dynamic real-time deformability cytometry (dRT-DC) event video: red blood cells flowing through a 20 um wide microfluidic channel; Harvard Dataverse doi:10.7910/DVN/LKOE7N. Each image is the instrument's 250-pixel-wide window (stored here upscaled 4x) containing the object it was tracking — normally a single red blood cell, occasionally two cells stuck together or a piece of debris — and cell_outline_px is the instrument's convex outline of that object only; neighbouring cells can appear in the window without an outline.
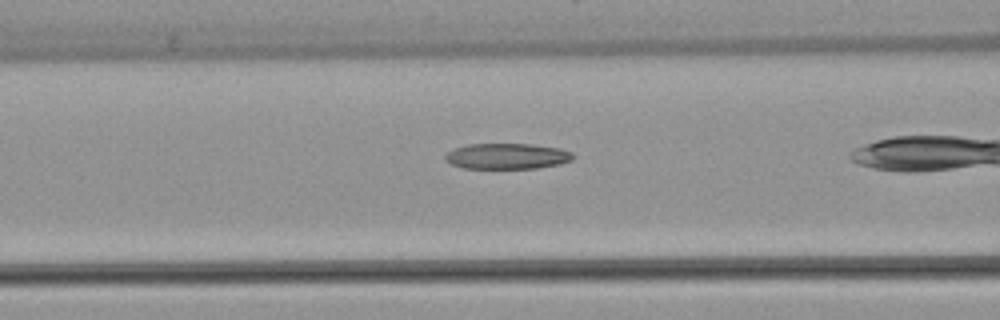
{"species": "common noctule bat (a hibernating species)", "species_latin": "Nyctalus noctula", "temperature_condition": "warm", "stored_images_in_passage": 30, "camera_frame_rate_fps": 3000, "um_per_image_px": 0.085, "animal": {"sex": "female", "body_mass_g": 22.7, "forearm_length_mm": 54.2}, "frame": {"image": 1, "passage_image": 9, "time_ms": 2.667, "image_size_px": [1000, 320], "cell_outline_px": [[576, 156], [572, 160], [560, 164], [536, 168], [464, 168], [452, 164], [444, 160], [444, 156], [452, 148], [468, 144], [532, 144], [560, 148], [572, 152]], "centroid_in_image_um": [43.11, 13.27], "position_along_channel_um": 123.5, "area_um2": 19.31}}
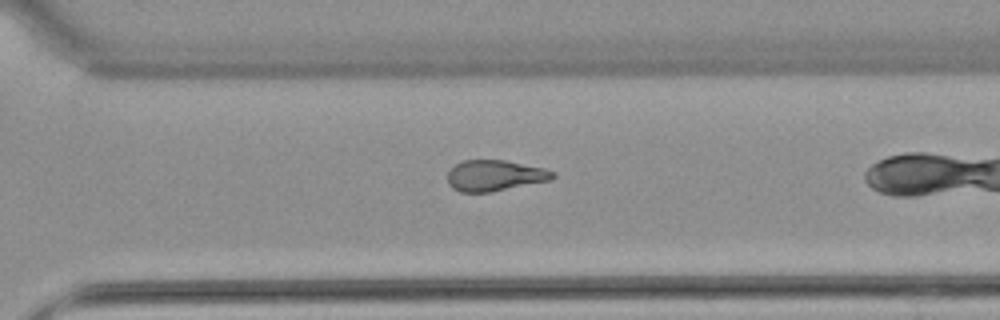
{"frame": {"image": 2, "passage_image": 25, "time_ms": 8.0, "image_size_px": [1000, 320], "cell_outline_px": [[556, 176], [552, 180], [492, 192], [460, 192], [452, 188], [448, 184], [448, 172], [456, 164], [464, 160], [504, 160], [544, 168], [556, 172]], "centroid_in_image_um": [42.09, 14.93], "position_along_channel_um": 328.5, "area_um2": 19.07}}
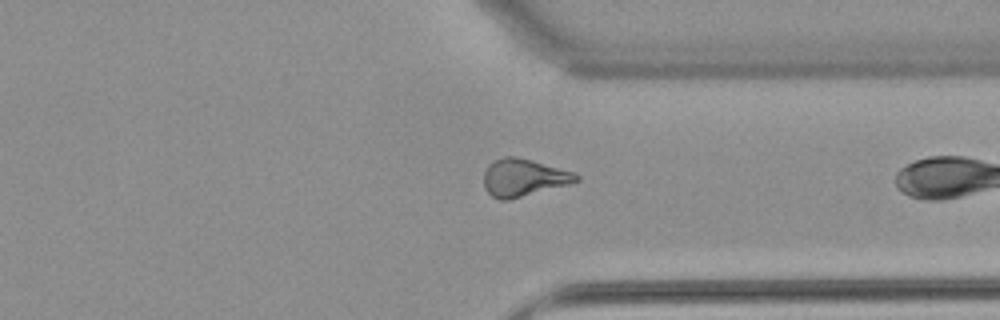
{"frame": {"image": 3, "passage_image": 28, "time_ms": 9.0, "image_size_px": [1000, 320], "cell_outline_px": [[580, 180], [568, 184], [508, 200], [500, 200], [492, 196], [484, 188], [484, 172], [488, 164], [504, 156], [516, 156], [532, 160], [576, 172], [580, 176]], "centroid_in_image_um": [44.51, 15.09], "position_along_channel_um": 366.9, "area_um2": 20.17}}